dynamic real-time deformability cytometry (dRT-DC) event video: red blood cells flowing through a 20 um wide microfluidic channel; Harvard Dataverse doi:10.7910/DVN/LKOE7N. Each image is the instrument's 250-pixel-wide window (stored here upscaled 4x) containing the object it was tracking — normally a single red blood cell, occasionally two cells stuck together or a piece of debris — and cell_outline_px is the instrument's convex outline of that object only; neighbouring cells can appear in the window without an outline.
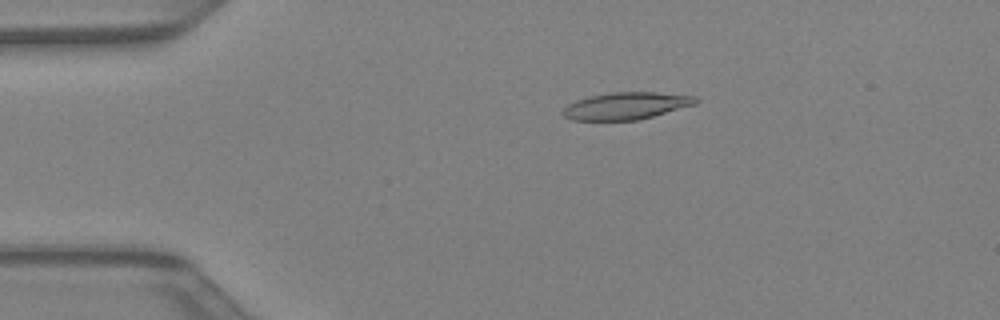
{"species": "Egyptian fruit bat (a non-hibernating species)", "species_latin": "Rousettus aegyptiacus", "temperature_condition": "warm", "stored_images_in_passage": 43, "camera_frame_rate_fps": 3000, "um_per_image_px": 0.085, "animal": {"sex": "female"}, "frame": {"image": 1, "passage_image": 9, "time_ms": 2.667, "image_size_px": [1000, 320], "cell_outline_px": [[700, 100], [696, 104], [640, 120], [572, 120], [564, 116], [560, 112], [568, 104], [576, 100], [588, 96], [612, 92], [656, 92], [696, 96]], "centroid_in_image_um": [53.23, 8.99], "position_along_channel_um": 31.8, "area_um2": 21.15}}
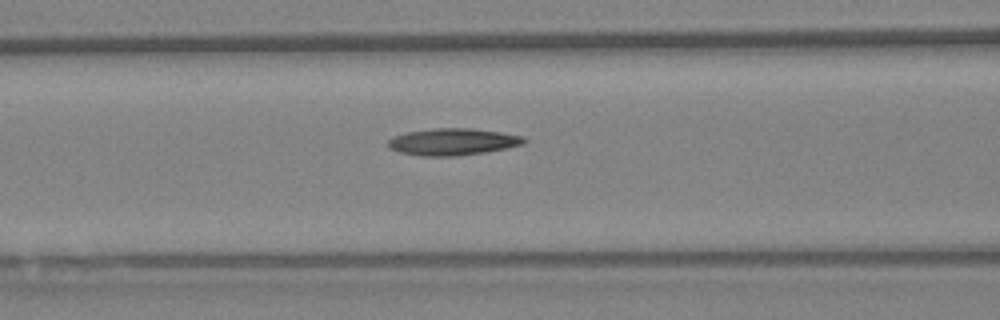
{"frame": {"image": 2, "passage_image": 18, "time_ms": 5.667, "image_size_px": [1000, 320], "cell_outline_px": [[528, 140], [524, 144], [508, 148], [484, 152], [456, 156], [420, 156], [400, 152], [388, 148], [388, 140], [404, 132], [432, 128], [472, 128], [500, 132], [524, 136]], "centroid_in_image_um": [38.5, 12.05], "position_along_channel_um": 128.1, "area_um2": 21.44}}
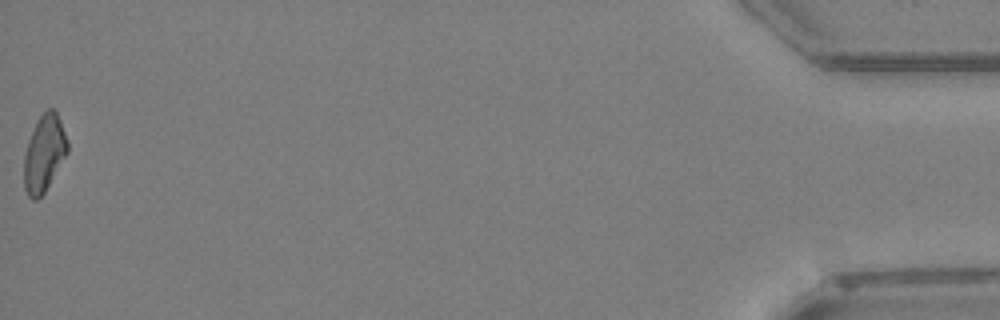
{"frame": {"image": 3, "passage_image": 43, "time_ms": 14.0, "image_size_px": [1000, 320], "cell_outline_px": [[68, 152], [44, 192], [36, 200], [32, 200], [28, 196], [24, 188], [24, 156], [28, 140], [40, 116], [48, 108], [52, 108], [56, 112], [60, 120], [68, 140]], "centroid_in_image_um": [3.75, 13.04], "position_along_channel_um": 431.4, "area_um2": 19.19}}